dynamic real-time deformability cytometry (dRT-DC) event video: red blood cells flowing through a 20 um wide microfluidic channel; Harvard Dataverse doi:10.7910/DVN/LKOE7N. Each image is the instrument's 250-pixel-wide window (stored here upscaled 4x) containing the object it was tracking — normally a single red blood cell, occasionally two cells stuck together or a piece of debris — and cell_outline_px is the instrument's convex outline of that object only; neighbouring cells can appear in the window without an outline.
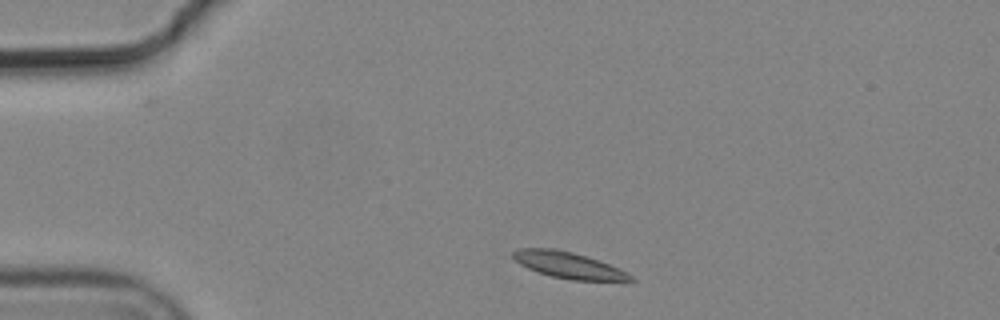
{"species": "common noctule bat (a hibernating species)", "species_latin": "Nyctalus noctula", "temperature_condition": "cold", "stored_images_in_passage": 4, "camera_frame_rate_fps": 3000, "um_per_image_px": 0.085, "animal": {"sex": "male", "body_mass_g": 19.2, "forearm_length_mm": 51.8}, "frame": {"image": 1, "passage_image": 1, "time_ms": 0.0, "image_size_px": [1000, 320], "cell_outline_px": [[636, 280], [572, 280], [552, 276], [528, 268], [520, 264], [512, 256], [512, 252], [516, 248], [556, 248], [572, 252], [608, 264], [632, 276]], "centroid_in_image_um": [48.23, 22.52], "position_along_channel_um": 36.8, "area_um2": 17.46}}
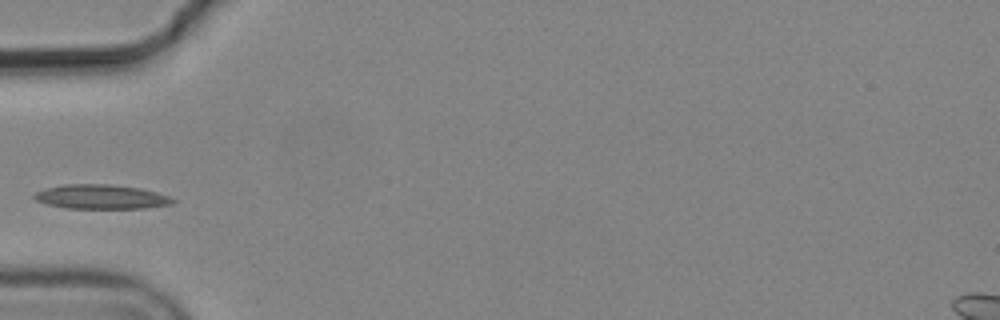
{"frame": {"image": 2, "passage_image": 3, "time_ms": 0.667, "image_size_px": [1000, 320], "cell_outline_px": [[176, 200], [172, 204], [144, 208], [68, 208], [48, 204], [36, 200], [32, 196], [36, 192], [48, 188], [64, 184], [108, 184], [140, 188], [156, 192], [168, 196]], "centroid_in_image_um": [8.61, 16.72], "position_along_channel_um": 76.4, "area_um2": 19.42}}
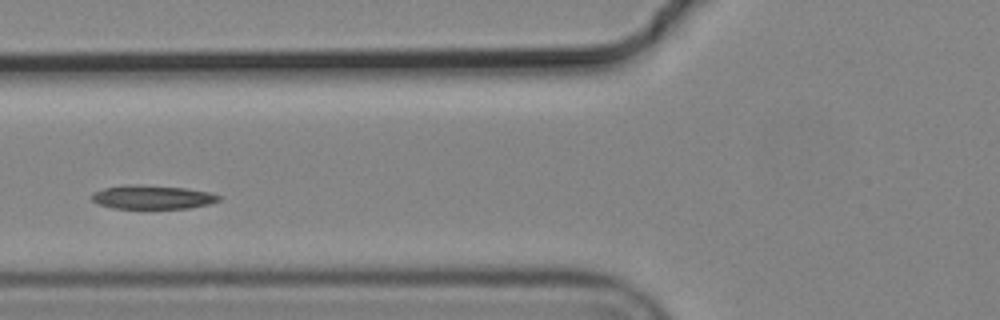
{"frame": {"image": 3, "passage_image": 4, "time_ms": 1.0, "image_size_px": [1000, 320], "cell_outline_px": [[220, 200], [208, 204], [188, 208], [112, 208], [100, 204], [92, 200], [92, 192], [104, 188], [132, 184], [136, 184], [184, 188], [212, 192], [220, 196]], "centroid_in_image_um": [12.96, 16.75], "position_along_channel_um": 112.8, "area_um2": 17.46}}